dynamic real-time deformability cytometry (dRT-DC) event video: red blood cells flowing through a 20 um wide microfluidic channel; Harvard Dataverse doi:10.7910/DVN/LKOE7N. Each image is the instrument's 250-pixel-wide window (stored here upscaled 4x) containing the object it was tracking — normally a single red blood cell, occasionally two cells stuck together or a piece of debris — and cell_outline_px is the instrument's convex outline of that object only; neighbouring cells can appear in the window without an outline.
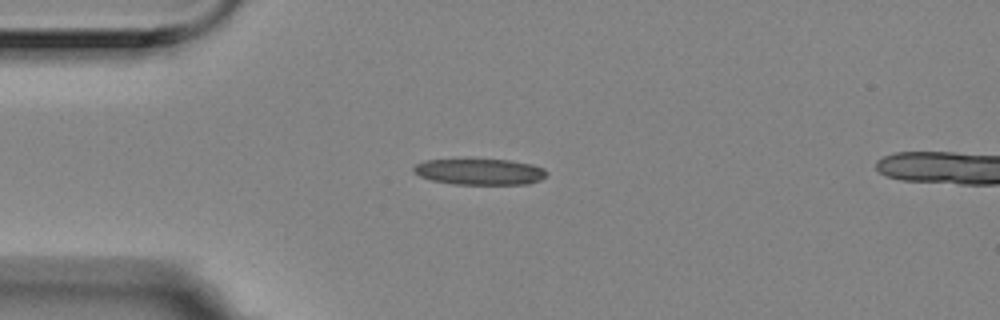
{"species": "Egyptian fruit bat (a non-hibernating species)", "species_latin": "Rousettus aegyptiacus", "temperature_condition": "room temperature", "stored_images_in_passage": 7, "camera_frame_rate_fps": 3000, "um_per_image_px": 0.085, "animal": {"sex": "female"}, "frame": {"image": 1, "passage_image": 1, "time_ms": 0.0, "image_size_px": [1000, 320], "cell_outline_px": [[548, 172], [540, 180], [528, 184], [452, 184], [432, 180], [420, 176], [412, 172], [412, 168], [416, 164], [424, 160], [464, 156], [472, 156], [508, 160], [532, 164], [544, 168]], "centroid_in_image_um": [40.7, 14.53], "position_along_channel_um": 44.3, "area_um2": 21.44}}
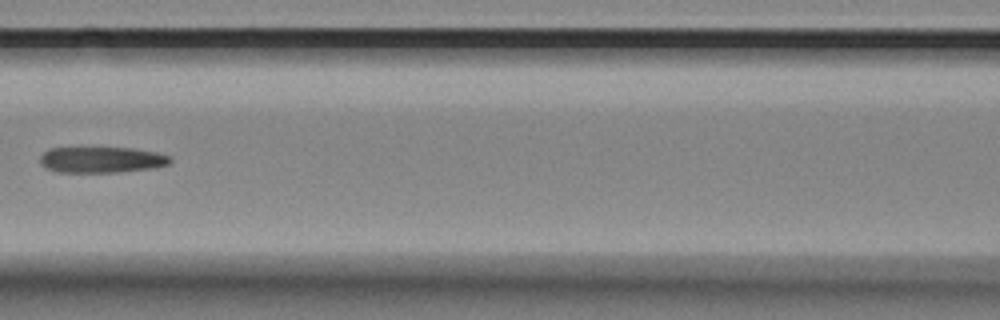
{"frame": {"image": 2, "passage_image": 4, "time_ms": 1.0, "image_size_px": [1000, 320], "cell_outline_px": [[172, 160], [168, 164], [156, 168], [116, 172], [56, 172], [40, 164], [40, 156], [44, 152], [52, 148], [132, 148], [156, 152], [172, 156]], "centroid_in_image_um": [8.67, 13.58], "position_along_channel_um": 157.9, "area_um2": 19.71}}
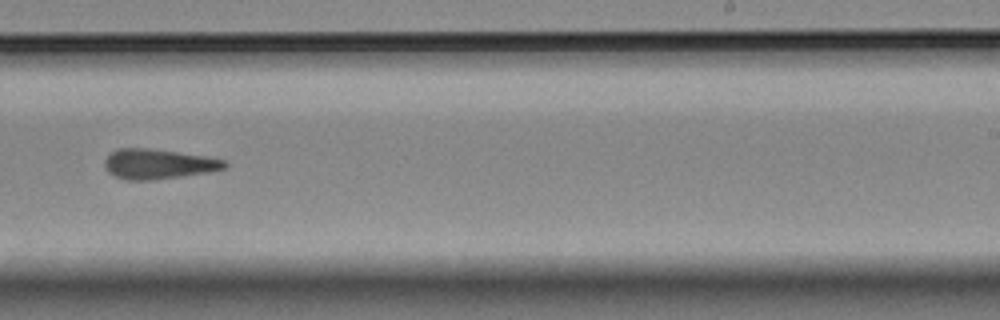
{"frame": {"image": 3, "passage_image": 7, "time_ms": 2.0, "image_size_px": [1000, 320], "cell_outline_px": [[228, 164], [224, 168], [208, 172], [152, 180], [128, 180], [116, 176], [108, 172], [104, 168], [104, 160], [112, 152], [120, 148], [148, 148], [204, 156], [224, 160]], "centroid_in_image_um": [13.41, 13.94], "position_along_channel_um": 275.6, "area_um2": 20.63}}